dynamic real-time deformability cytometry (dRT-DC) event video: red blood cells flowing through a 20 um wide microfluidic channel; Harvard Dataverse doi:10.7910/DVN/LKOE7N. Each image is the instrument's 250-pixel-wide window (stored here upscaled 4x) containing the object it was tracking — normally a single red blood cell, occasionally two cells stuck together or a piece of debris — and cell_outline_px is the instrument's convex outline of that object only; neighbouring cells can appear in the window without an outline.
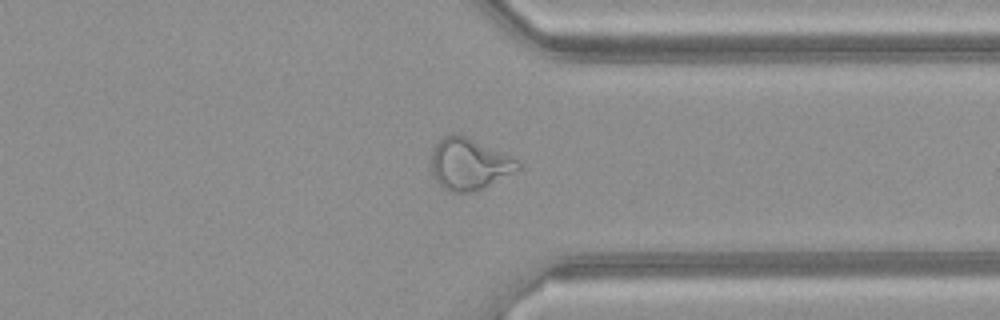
{"species": "common noctule bat (a hibernating species)", "species_latin": "Nyctalus noctula", "temperature_condition": "warm", "stored_images_in_passage": 48, "camera_frame_rate_fps": 3000, "um_per_image_px": 0.085, "animal": {"sex": "female", "body_mass_g": 21.9}, "frame": {"image": 1, "passage_image": 37, "time_ms": 12.0, "image_size_px": [1000, 320], "cell_outline_px": [[520, 168], [476, 192], [448, 192], [432, 176], [432, 148], [444, 136], [452, 132], [456, 132], [512, 156], [520, 160]], "centroid_in_image_um": [39.86, 13.93], "position_along_channel_um": 371.5, "area_um2": 26.07}}
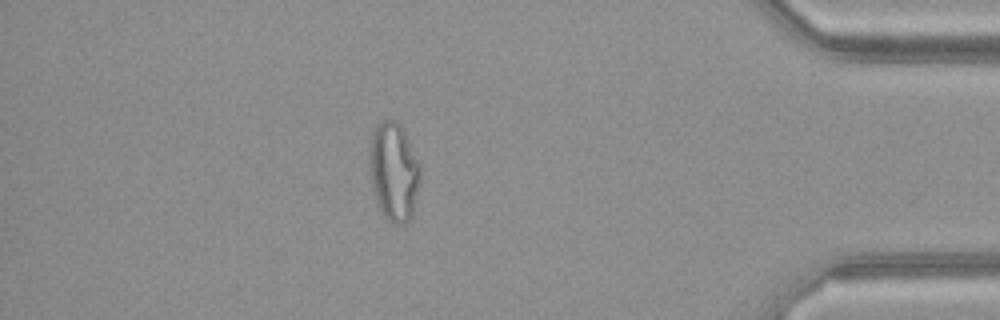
{"frame": {"image": 2, "passage_image": 42, "time_ms": 13.667, "image_size_px": [1000, 320], "cell_outline_px": [[420, 180], [412, 216], [404, 224], [392, 224], [384, 216], [380, 208], [372, 188], [368, 164], [368, 152], [372, 136], [376, 124], [384, 120], [396, 120], [404, 128], [420, 164]], "centroid_in_image_um": [33.47, 14.56], "position_along_channel_um": 401.7, "area_um2": 29.54}, "authors_computed_cell_mechanics": {"area_um2": 28.5532, "velocity_mm_per_s": 4.207, "shape_relaxation_time_tau1_ms": null, "shape_relaxation_time_tau2_ms": 1.1849, "deformation_change_tau1": null, "deformation_change_tau2": 0.0976}}